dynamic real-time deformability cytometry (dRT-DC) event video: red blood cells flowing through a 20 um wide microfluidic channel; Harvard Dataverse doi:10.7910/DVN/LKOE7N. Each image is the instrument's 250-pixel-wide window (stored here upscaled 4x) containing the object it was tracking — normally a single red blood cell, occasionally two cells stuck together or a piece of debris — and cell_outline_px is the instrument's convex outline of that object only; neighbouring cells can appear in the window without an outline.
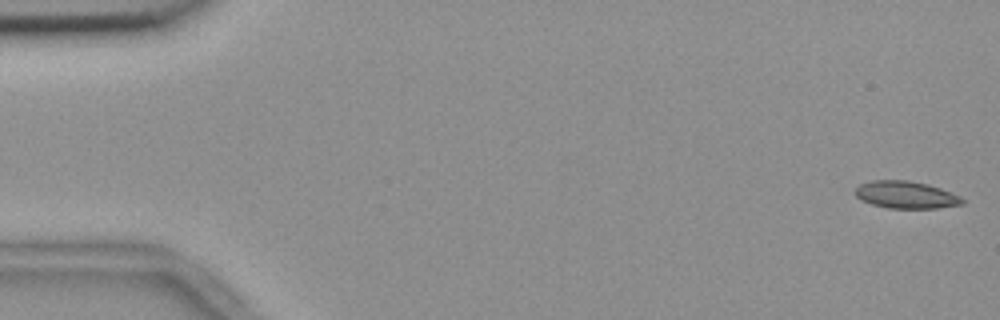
{"species": "common noctule bat (a hibernating species)", "species_latin": "Nyctalus noctula", "temperature_condition": "room temperature", "stored_images_in_passage": 6, "camera_frame_rate_fps": 3000, "um_per_image_px": 0.085, "animal": {"sex": "female", "body_mass_g": 18.4}, "frame": {"image": 1, "passage_image": 1, "time_ms": 0.0, "image_size_px": [1000, 320], "cell_outline_px": [[964, 204], [936, 208], [888, 208], [872, 204], [860, 200], [856, 196], [856, 188], [860, 184], [872, 180], [908, 180], [928, 184], [940, 188], [960, 196], [964, 200]], "centroid_in_image_um": [77.0, 16.56], "position_along_channel_um": 8.0, "area_um2": 16.99}}
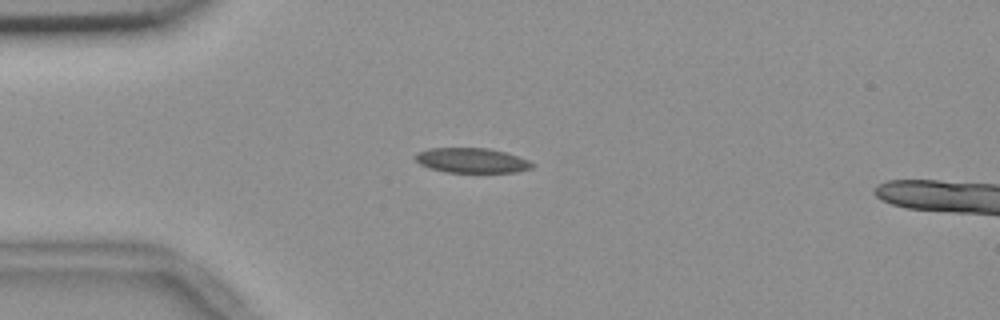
{"frame": {"image": 2, "passage_image": 4, "time_ms": 1.0, "image_size_px": [1000, 320], "cell_outline_px": [[536, 164], [532, 168], [516, 172], [444, 172], [428, 168], [420, 164], [416, 160], [416, 152], [428, 148], [488, 148], [504, 152], [528, 160]], "centroid_in_image_um": [40.08, 13.64], "position_along_channel_um": 44.9, "area_um2": 16.94}}
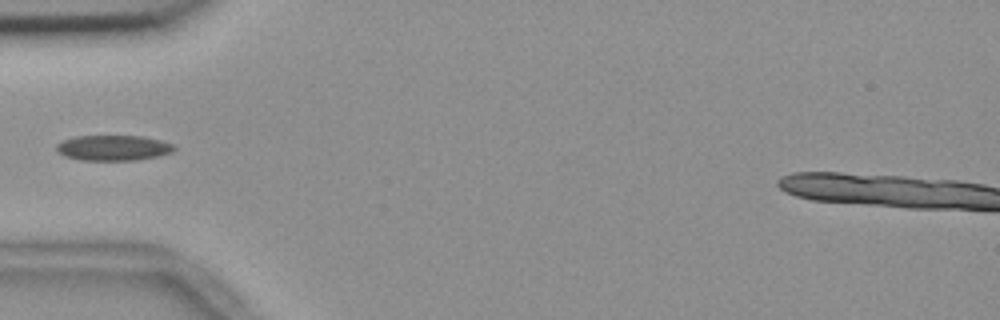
{"frame": {"image": 3, "passage_image": 5, "time_ms": 1.333, "image_size_px": [1000, 320], "cell_outline_px": [[176, 148], [172, 152], [160, 156], [136, 160], [80, 160], [64, 156], [56, 152], [56, 144], [64, 140], [76, 136], [144, 136], [160, 140], [172, 144]], "centroid_in_image_um": [9.62, 12.57], "position_along_channel_um": 75.4, "area_um2": 17.51}}